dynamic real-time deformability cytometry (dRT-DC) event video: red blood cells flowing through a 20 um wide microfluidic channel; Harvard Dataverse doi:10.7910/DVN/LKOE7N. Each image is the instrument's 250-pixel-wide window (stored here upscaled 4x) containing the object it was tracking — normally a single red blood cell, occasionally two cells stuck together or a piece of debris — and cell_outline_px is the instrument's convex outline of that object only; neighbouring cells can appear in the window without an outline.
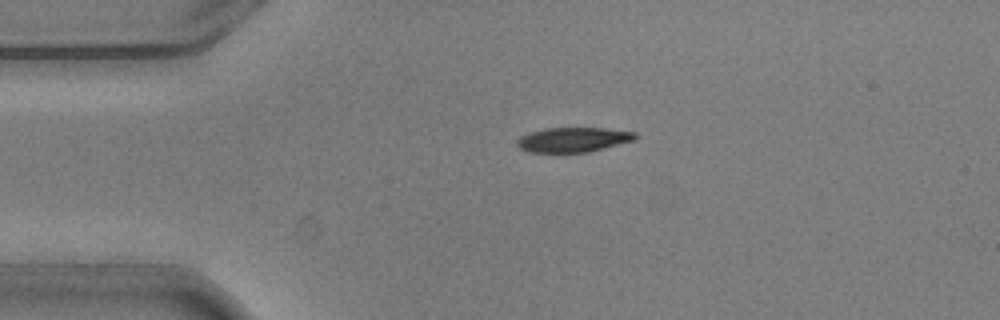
{"species": "common noctule bat (a hibernating species)", "species_latin": "Nyctalus noctula", "temperature_condition": "warm", "stored_images_in_passage": 4, "camera_frame_rate_fps": 3000, "um_per_image_px": 0.085, "animal": {"sex": "male", "body_mass_g": 20.5, "forearm_length_mm": 52.5}, "frame": {"image": 1, "passage_image": 3, "time_ms": 0.667, "image_size_px": [1000, 320], "cell_outline_px": [[636, 136], [632, 140], [588, 152], [528, 152], [520, 148], [516, 144], [516, 140], [520, 136], [532, 132], [548, 128], [604, 128], [636, 132]], "centroid_in_image_um": [48.67, 11.87], "position_along_channel_um": 36.3, "area_um2": 16.7}}